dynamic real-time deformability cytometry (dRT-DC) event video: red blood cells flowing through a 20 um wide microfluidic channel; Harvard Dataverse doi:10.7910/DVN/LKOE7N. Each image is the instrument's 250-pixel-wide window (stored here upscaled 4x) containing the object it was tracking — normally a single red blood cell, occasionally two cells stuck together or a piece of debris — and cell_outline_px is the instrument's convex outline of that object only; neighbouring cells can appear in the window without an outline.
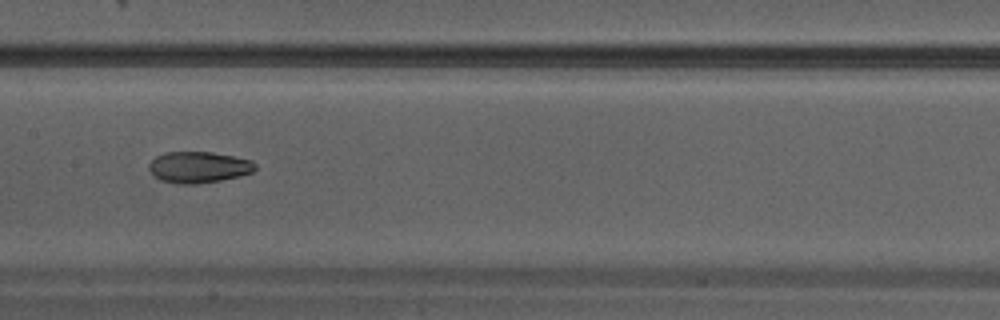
{"species": "Egyptian fruit bat (a non-hibernating species)", "species_latin": "Rousettus aegyptiacus", "temperature_condition": "warm", "stored_images_in_passage": 25, "camera_frame_rate_fps": 3000, "um_per_image_px": 0.085, "animal": {"sex": "male"}, "frame": {"image": 1, "passage_image": 8, "time_ms": 2.333, "image_size_px": [1000, 320], "cell_outline_px": [[256, 168], [252, 172], [240, 176], [220, 180], [192, 184], [180, 184], [160, 180], [148, 168], [148, 164], [156, 156], [164, 152], [212, 152], [252, 160], [256, 164]], "centroid_in_image_um": [16.89, 14.2], "position_along_channel_um": 190.5, "area_um2": 19.25}}
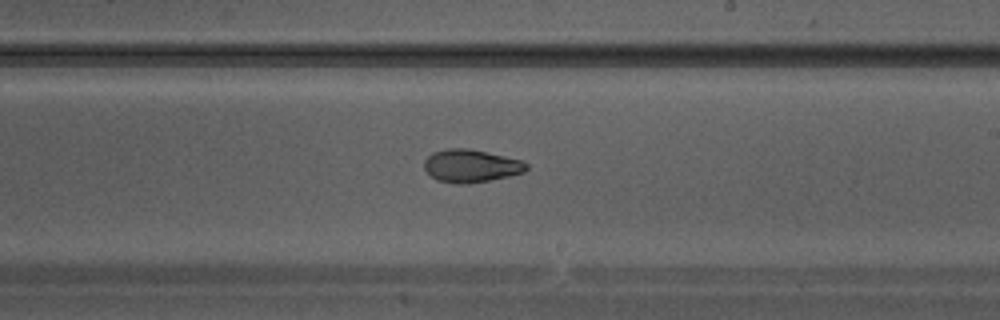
{"frame": {"image": 2, "passage_image": 11, "time_ms": 3.333, "image_size_px": [1000, 320], "cell_outline_px": [[528, 168], [524, 172], [508, 176], [468, 184], [460, 184], [436, 180], [424, 168], [424, 160], [432, 152], [448, 148], [468, 148], [524, 160], [528, 164]], "centroid_in_image_um": [40.04, 14.09], "position_along_channel_um": 249.0, "area_um2": 19.59}}